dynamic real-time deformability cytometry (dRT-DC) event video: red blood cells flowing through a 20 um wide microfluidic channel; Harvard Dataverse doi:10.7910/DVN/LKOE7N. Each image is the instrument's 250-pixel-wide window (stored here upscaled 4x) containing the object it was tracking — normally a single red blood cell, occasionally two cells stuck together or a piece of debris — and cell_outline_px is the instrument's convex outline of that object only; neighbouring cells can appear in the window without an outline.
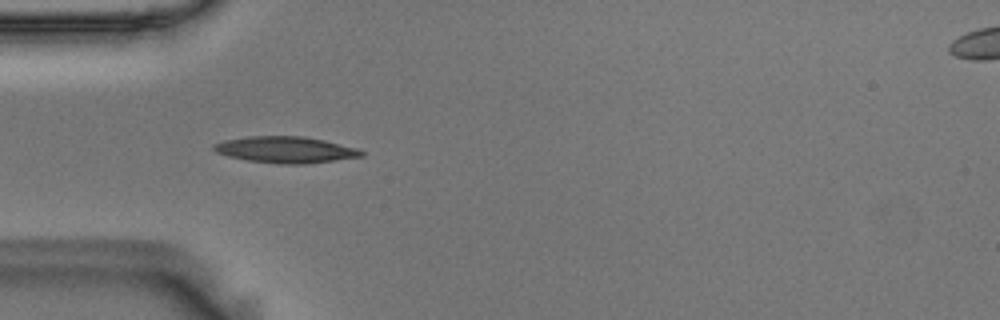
{"species": "Egyptian fruit bat (a non-hibernating species)", "species_latin": "Rousettus aegyptiacus", "temperature_condition": "room temperature", "stored_images_in_passage": 39, "camera_frame_rate_fps": 3000, "um_per_image_px": 0.085, "animal": {"sex": "male"}, "frame": {"image": 1, "passage_image": 1, "time_ms": 0.0, "image_size_px": [1000, 320], "cell_outline_px": [[364, 156], [304, 164], [280, 164], [248, 160], [228, 156], [216, 152], [212, 148], [212, 144], [224, 140], [248, 136], [304, 136], [324, 140], [356, 148], [364, 152]], "centroid_in_image_um": [24.24, 12.72], "position_along_channel_um": 60.8, "area_um2": 22.6}}
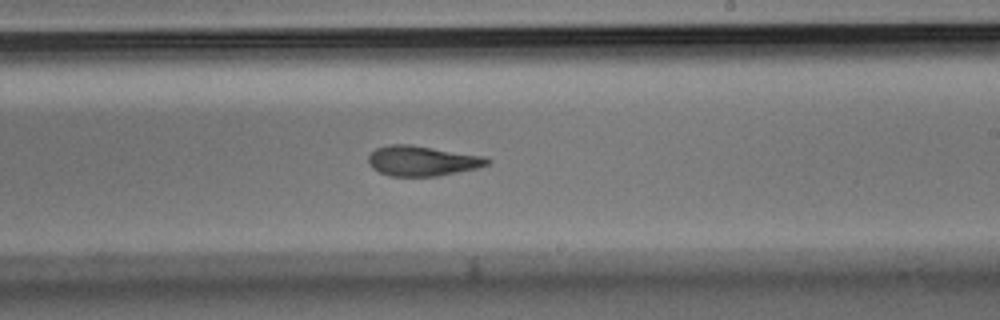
{"frame": {"image": 2, "passage_image": 17, "time_ms": 5.333, "image_size_px": [1000, 320], "cell_outline_px": [[492, 160], [488, 164], [476, 168], [436, 176], [388, 176], [372, 168], [368, 164], [368, 156], [376, 148], [392, 144], [408, 144], [488, 156]], "centroid_in_image_um": [35.9, 13.67], "position_along_channel_um": 253.1, "area_um2": 20.92}}
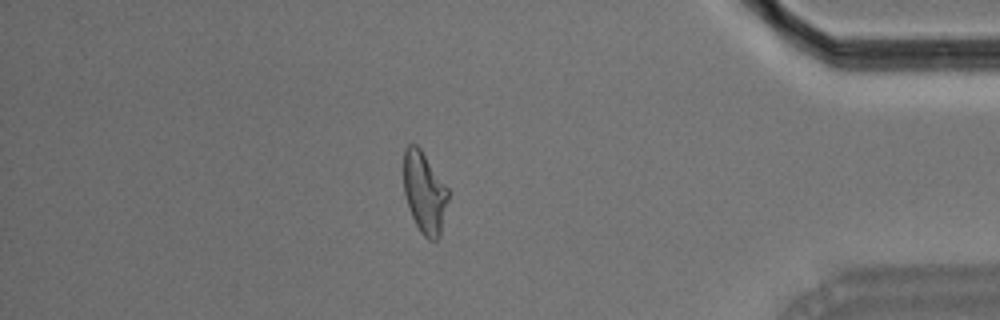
{"frame": {"image": 3, "passage_image": 32, "time_ms": 10.333, "image_size_px": [1000, 320], "cell_outline_px": [[448, 200], [440, 236], [436, 240], [428, 240], [420, 232], [412, 216], [404, 192], [404, 148], [408, 144], [416, 144], [420, 148], [448, 188]], "centroid_in_image_um": [36.08, 16.37], "position_along_channel_um": 399.1, "area_um2": 20.98}, "authors_computed_cell_mechanics": {"area_um2": 21.3282, "velocity_mm_per_s": 3.6364, "shape_relaxation_time_tau1_ms": 10.3306, "shape_relaxation_time_tau2_ms": 1.9033, "deformation_change_tau1": 0.2508, "deformation_change_tau2": 0.0955}}